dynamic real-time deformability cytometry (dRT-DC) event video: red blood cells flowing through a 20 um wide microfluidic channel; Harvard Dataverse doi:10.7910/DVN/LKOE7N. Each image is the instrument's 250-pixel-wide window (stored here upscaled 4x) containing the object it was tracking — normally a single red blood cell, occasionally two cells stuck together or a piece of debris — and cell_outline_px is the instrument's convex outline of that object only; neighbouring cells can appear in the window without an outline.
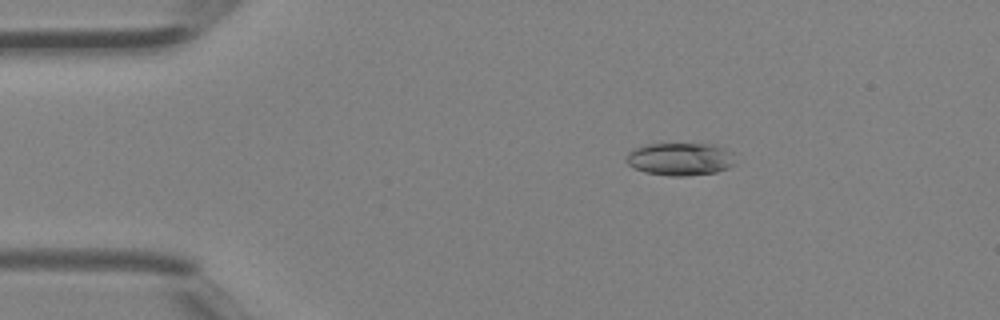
{"species": "Egyptian fruit bat (a non-hibernating species)", "species_latin": "Rousettus aegyptiacus", "temperature_condition": "room temperature", "stored_images_in_passage": 42, "camera_frame_rate_fps": 3000, "um_per_image_px": 0.085, "animal": {"sex": "female"}, "frame": {"image": 1, "passage_image": 8, "time_ms": 2.333, "image_size_px": [1000, 320], "cell_outline_px": [[736, 164], [728, 168], [716, 172], [684, 176], [668, 176], [644, 172], [628, 164], [624, 160], [624, 156], [632, 148], [644, 144], [720, 144], [732, 152]], "centroid_in_image_um": [57.81, 13.51], "position_along_channel_um": 27.2, "area_um2": 21.27}}
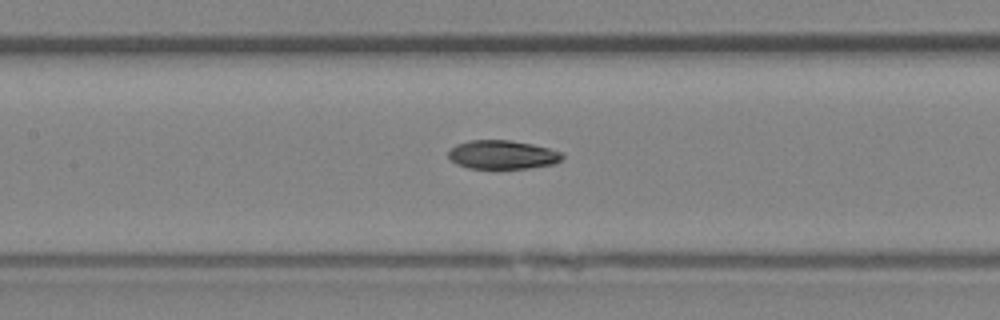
{"frame": {"image": 2, "passage_image": 20, "time_ms": 6.333, "image_size_px": [1000, 320], "cell_outline_px": [[564, 156], [556, 164], [528, 168], [468, 168], [456, 164], [448, 156], [448, 152], [456, 144], [472, 140], [508, 140], [532, 144], [564, 152]], "centroid_in_image_um": [42.73, 13.15], "position_along_channel_um": 164.7, "area_um2": 19.07}}
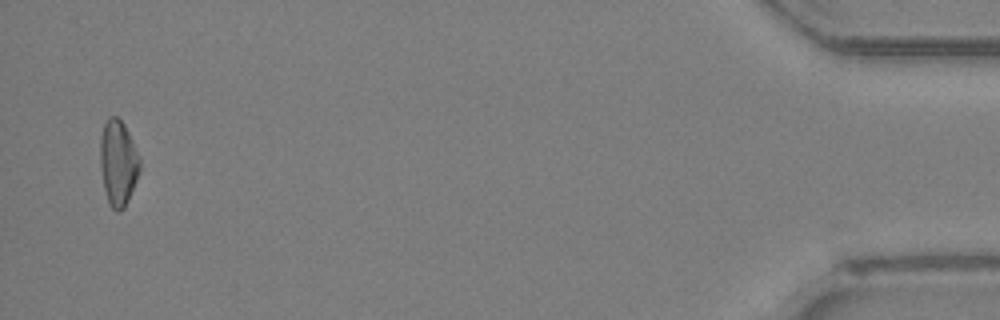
{"frame": {"image": 3, "passage_image": 41, "time_ms": 13.333, "image_size_px": [1000, 320], "cell_outline_px": [[140, 172], [128, 200], [124, 208], [120, 212], [116, 212], [108, 204], [104, 188], [100, 168], [100, 136], [104, 124], [108, 116], [116, 116], [124, 124], [140, 156]], "centroid_in_image_um": [10.04, 13.85], "position_along_channel_um": 425.2, "area_um2": 20.0}}